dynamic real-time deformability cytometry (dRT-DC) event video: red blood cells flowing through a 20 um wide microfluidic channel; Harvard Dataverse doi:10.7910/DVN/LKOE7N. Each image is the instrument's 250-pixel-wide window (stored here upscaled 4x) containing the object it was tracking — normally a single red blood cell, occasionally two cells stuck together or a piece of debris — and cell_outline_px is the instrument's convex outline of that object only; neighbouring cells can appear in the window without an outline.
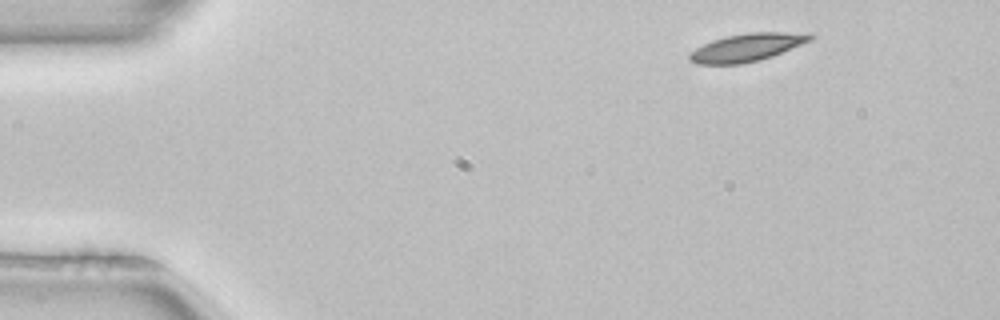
{"species": "common noctule bat (a hibernating species)", "species_latin": "Nyctalus noctula", "temperature_condition": "room temperature", "stored_images_in_passage": 2, "camera_frame_rate_fps": 3000, "um_per_image_px": 0.085, "animal": {"sex": "female", "body_mass_g": 22.7, "forearm_length_mm": 54.2}, "frame": {"image": 1, "passage_image": 1, "time_ms": 0.0, "image_size_px": [1000, 320], "cell_outline_px": [[812, 40], [772, 56], [760, 60], [740, 64], [696, 64], [688, 60], [688, 52], [712, 40], [728, 36], [748, 32], [808, 32], [812, 36]], "centroid_in_image_um": [63.47, 4.03], "position_along_channel_um": 21.5, "area_um2": 19.65}}